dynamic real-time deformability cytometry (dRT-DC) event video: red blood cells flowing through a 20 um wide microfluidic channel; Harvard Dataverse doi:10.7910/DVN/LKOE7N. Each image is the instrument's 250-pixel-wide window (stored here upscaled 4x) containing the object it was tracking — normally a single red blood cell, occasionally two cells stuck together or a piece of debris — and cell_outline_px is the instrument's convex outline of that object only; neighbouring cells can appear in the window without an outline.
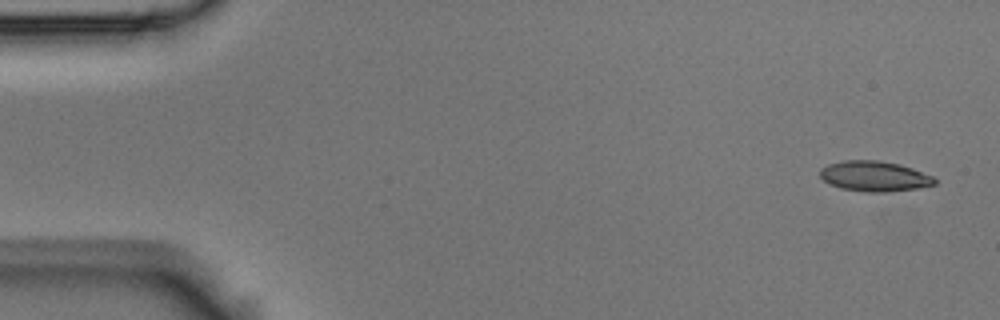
{"species": "Egyptian fruit bat (a non-hibernating species)", "species_latin": "Rousettus aegyptiacus", "temperature_condition": "room temperature", "stored_images_in_passage": 6, "camera_frame_rate_fps": 3000, "um_per_image_px": 0.085, "animal": {"sex": "male"}, "frame": {"image": 1, "passage_image": 1, "time_ms": 0.0, "image_size_px": [1000, 320], "cell_outline_px": [[936, 184], [916, 188], [884, 192], [868, 192], [840, 188], [828, 184], [820, 176], [820, 168], [828, 164], [844, 160], [876, 160], [900, 164], [912, 168], [932, 176], [936, 180]], "centroid_in_image_um": [74.29, 14.97], "position_along_channel_um": 10.7, "area_um2": 20.17}}
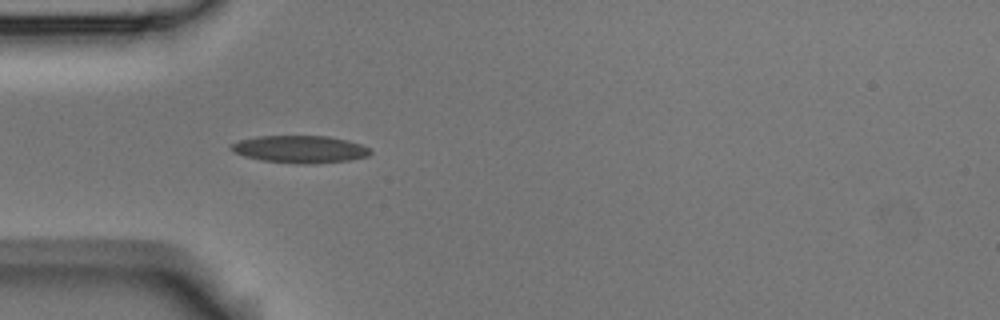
{"frame": {"image": 2, "passage_image": 5, "time_ms": 1.333, "image_size_px": [1000, 320], "cell_outline_px": [[372, 152], [368, 156], [348, 160], [308, 164], [296, 164], [260, 160], [244, 156], [232, 152], [228, 148], [232, 144], [240, 140], [256, 136], [328, 136], [348, 140], [372, 148]], "centroid_in_image_um": [25.49, 12.68], "position_along_channel_um": 59.5, "area_um2": 22.37}}
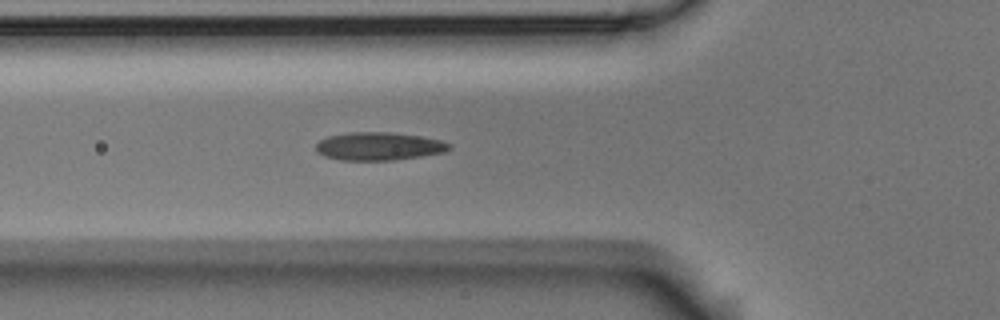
{"frame": {"image": 3, "passage_image": 6, "time_ms": 1.667, "image_size_px": [1000, 320], "cell_outline_px": [[452, 148], [444, 152], [396, 160], [340, 160], [324, 156], [316, 152], [316, 144], [320, 140], [328, 136], [348, 132], [388, 132], [420, 136], [440, 140], [452, 144]], "centroid_in_image_um": [32.19, 12.43], "position_along_channel_um": 93.6, "area_um2": 21.85}}